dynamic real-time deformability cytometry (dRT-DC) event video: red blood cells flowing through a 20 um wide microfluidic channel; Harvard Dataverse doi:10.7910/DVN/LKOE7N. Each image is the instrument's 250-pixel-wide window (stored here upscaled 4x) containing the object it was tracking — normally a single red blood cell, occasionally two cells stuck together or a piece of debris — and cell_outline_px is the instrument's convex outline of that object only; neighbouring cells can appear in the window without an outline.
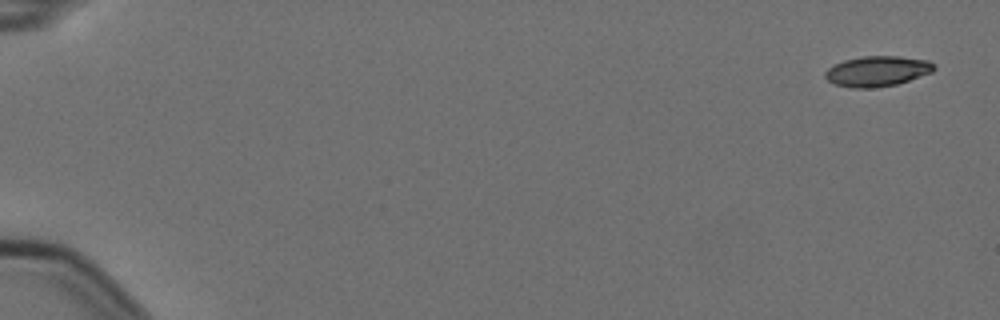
{"species": "Egyptian fruit bat (a non-hibernating species)", "species_latin": "Rousettus aegyptiacus", "temperature_condition": "cold", "stored_images_in_passage": 6, "camera_frame_rate_fps": 3000, "um_per_image_px": 0.085, "animal": {"sex": "female"}, "frame": {"image": 1, "passage_image": 1, "time_ms": 0.0, "image_size_px": [1000, 320], "cell_outline_px": [[936, 68], [932, 72], [896, 84], [872, 88], [852, 88], [832, 84], [824, 76], [824, 72], [828, 68], [844, 60], [864, 56], [900, 56], [928, 60]], "centroid_in_image_um": [74.53, 6.05], "position_along_channel_um": 10.5, "area_um2": 19.19}}
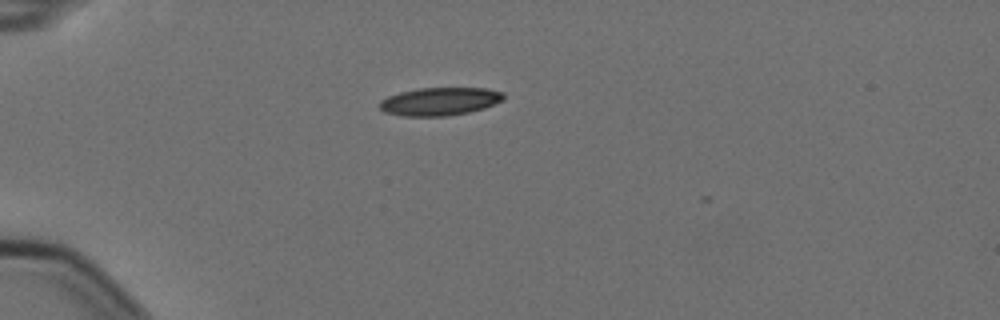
{"frame": {"image": 2, "passage_image": 5, "time_ms": 1.333, "image_size_px": [1000, 320], "cell_outline_px": [[504, 100], [484, 108], [468, 112], [444, 116], [400, 116], [384, 112], [380, 108], [380, 100], [388, 96], [400, 92], [420, 88], [484, 88], [504, 92]], "centroid_in_image_um": [37.37, 8.62], "position_along_channel_um": 47.6, "area_um2": 20.23}}